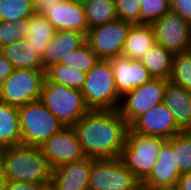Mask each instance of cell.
<instances>
[{
	"label": "cell",
	"mask_w": 191,
	"mask_h": 190,
	"mask_svg": "<svg viewBox=\"0 0 191 190\" xmlns=\"http://www.w3.org/2000/svg\"><path fill=\"white\" fill-rule=\"evenodd\" d=\"M86 157L120 158L129 124L118 110H89L73 126Z\"/></svg>",
	"instance_id": "6da1fadb"
},
{
	"label": "cell",
	"mask_w": 191,
	"mask_h": 190,
	"mask_svg": "<svg viewBox=\"0 0 191 190\" xmlns=\"http://www.w3.org/2000/svg\"><path fill=\"white\" fill-rule=\"evenodd\" d=\"M6 181L51 184L53 169L38 146L18 145L0 149Z\"/></svg>",
	"instance_id": "7a4b0ae2"
},
{
	"label": "cell",
	"mask_w": 191,
	"mask_h": 190,
	"mask_svg": "<svg viewBox=\"0 0 191 190\" xmlns=\"http://www.w3.org/2000/svg\"><path fill=\"white\" fill-rule=\"evenodd\" d=\"M81 92L90 110L119 109L121 97L117 92L109 60H100L86 73Z\"/></svg>",
	"instance_id": "3957f363"
},
{
	"label": "cell",
	"mask_w": 191,
	"mask_h": 190,
	"mask_svg": "<svg viewBox=\"0 0 191 190\" xmlns=\"http://www.w3.org/2000/svg\"><path fill=\"white\" fill-rule=\"evenodd\" d=\"M39 101L64 127H73L90 110L81 90L59 83L44 81Z\"/></svg>",
	"instance_id": "277c9868"
},
{
	"label": "cell",
	"mask_w": 191,
	"mask_h": 190,
	"mask_svg": "<svg viewBox=\"0 0 191 190\" xmlns=\"http://www.w3.org/2000/svg\"><path fill=\"white\" fill-rule=\"evenodd\" d=\"M166 141L161 137L136 133L129 128L120 159L142 183L152 172L161 147Z\"/></svg>",
	"instance_id": "5b68a950"
},
{
	"label": "cell",
	"mask_w": 191,
	"mask_h": 190,
	"mask_svg": "<svg viewBox=\"0 0 191 190\" xmlns=\"http://www.w3.org/2000/svg\"><path fill=\"white\" fill-rule=\"evenodd\" d=\"M21 145L38 146L59 132L64 125L39 100L18 108Z\"/></svg>",
	"instance_id": "8992f818"
},
{
	"label": "cell",
	"mask_w": 191,
	"mask_h": 190,
	"mask_svg": "<svg viewBox=\"0 0 191 190\" xmlns=\"http://www.w3.org/2000/svg\"><path fill=\"white\" fill-rule=\"evenodd\" d=\"M45 71L14 69L0 86V101L21 107L40 98Z\"/></svg>",
	"instance_id": "52a82bcc"
},
{
	"label": "cell",
	"mask_w": 191,
	"mask_h": 190,
	"mask_svg": "<svg viewBox=\"0 0 191 190\" xmlns=\"http://www.w3.org/2000/svg\"><path fill=\"white\" fill-rule=\"evenodd\" d=\"M139 183L120 158L93 159L89 190H134Z\"/></svg>",
	"instance_id": "ba28073f"
},
{
	"label": "cell",
	"mask_w": 191,
	"mask_h": 190,
	"mask_svg": "<svg viewBox=\"0 0 191 190\" xmlns=\"http://www.w3.org/2000/svg\"><path fill=\"white\" fill-rule=\"evenodd\" d=\"M132 23L119 20L88 30L86 42L100 60L122 56L125 40Z\"/></svg>",
	"instance_id": "9c48e42d"
},
{
	"label": "cell",
	"mask_w": 191,
	"mask_h": 190,
	"mask_svg": "<svg viewBox=\"0 0 191 190\" xmlns=\"http://www.w3.org/2000/svg\"><path fill=\"white\" fill-rule=\"evenodd\" d=\"M168 81L162 78H152L121 97L118 111L122 118L130 125L137 117L162 103Z\"/></svg>",
	"instance_id": "30bf717a"
},
{
	"label": "cell",
	"mask_w": 191,
	"mask_h": 190,
	"mask_svg": "<svg viewBox=\"0 0 191 190\" xmlns=\"http://www.w3.org/2000/svg\"><path fill=\"white\" fill-rule=\"evenodd\" d=\"M156 43L173 55L190 52L191 24L171 10L152 24Z\"/></svg>",
	"instance_id": "8fae6325"
},
{
	"label": "cell",
	"mask_w": 191,
	"mask_h": 190,
	"mask_svg": "<svg viewBox=\"0 0 191 190\" xmlns=\"http://www.w3.org/2000/svg\"><path fill=\"white\" fill-rule=\"evenodd\" d=\"M52 169L86 158L73 127H64L40 145Z\"/></svg>",
	"instance_id": "7c38bea8"
},
{
	"label": "cell",
	"mask_w": 191,
	"mask_h": 190,
	"mask_svg": "<svg viewBox=\"0 0 191 190\" xmlns=\"http://www.w3.org/2000/svg\"><path fill=\"white\" fill-rule=\"evenodd\" d=\"M129 128L136 133L157 136L166 140L183 131L164 102L153 106L149 111L137 117Z\"/></svg>",
	"instance_id": "4fadbf2b"
},
{
	"label": "cell",
	"mask_w": 191,
	"mask_h": 190,
	"mask_svg": "<svg viewBox=\"0 0 191 190\" xmlns=\"http://www.w3.org/2000/svg\"><path fill=\"white\" fill-rule=\"evenodd\" d=\"M109 61L120 97L153 78L140 60L118 56Z\"/></svg>",
	"instance_id": "5bb4252c"
},
{
	"label": "cell",
	"mask_w": 191,
	"mask_h": 190,
	"mask_svg": "<svg viewBox=\"0 0 191 190\" xmlns=\"http://www.w3.org/2000/svg\"><path fill=\"white\" fill-rule=\"evenodd\" d=\"M44 16L56 30L76 31L85 35L88 32L84 6L76 0H62Z\"/></svg>",
	"instance_id": "9a60e30c"
},
{
	"label": "cell",
	"mask_w": 191,
	"mask_h": 190,
	"mask_svg": "<svg viewBox=\"0 0 191 190\" xmlns=\"http://www.w3.org/2000/svg\"><path fill=\"white\" fill-rule=\"evenodd\" d=\"M179 176L180 173L173 152L172 137L162 145L152 172L142 184L151 188H175Z\"/></svg>",
	"instance_id": "2e32d148"
},
{
	"label": "cell",
	"mask_w": 191,
	"mask_h": 190,
	"mask_svg": "<svg viewBox=\"0 0 191 190\" xmlns=\"http://www.w3.org/2000/svg\"><path fill=\"white\" fill-rule=\"evenodd\" d=\"M93 159L61 165L52 172L51 185L55 190H89V175Z\"/></svg>",
	"instance_id": "e0dca14e"
},
{
	"label": "cell",
	"mask_w": 191,
	"mask_h": 190,
	"mask_svg": "<svg viewBox=\"0 0 191 190\" xmlns=\"http://www.w3.org/2000/svg\"><path fill=\"white\" fill-rule=\"evenodd\" d=\"M86 42V35L76 31L56 30L54 37L48 43L45 55L42 58L44 70L73 52Z\"/></svg>",
	"instance_id": "ac0fdd59"
},
{
	"label": "cell",
	"mask_w": 191,
	"mask_h": 190,
	"mask_svg": "<svg viewBox=\"0 0 191 190\" xmlns=\"http://www.w3.org/2000/svg\"><path fill=\"white\" fill-rule=\"evenodd\" d=\"M163 102L172 112L177 125L183 131L191 130V92L168 81Z\"/></svg>",
	"instance_id": "d6986e66"
},
{
	"label": "cell",
	"mask_w": 191,
	"mask_h": 190,
	"mask_svg": "<svg viewBox=\"0 0 191 190\" xmlns=\"http://www.w3.org/2000/svg\"><path fill=\"white\" fill-rule=\"evenodd\" d=\"M0 53L13 65L14 69L45 71L42 61L27 39L0 48Z\"/></svg>",
	"instance_id": "ffe728a7"
},
{
	"label": "cell",
	"mask_w": 191,
	"mask_h": 190,
	"mask_svg": "<svg viewBox=\"0 0 191 190\" xmlns=\"http://www.w3.org/2000/svg\"><path fill=\"white\" fill-rule=\"evenodd\" d=\"M156 44L152 25L132 24L123 49L122 56L140 60Z\"/></svg>",
	"instance_id": "44dd1931"
},
{
	"label": "cell",
	"mask_w": 191,
	"mask_h": 190,
	"mask_svg": "<svg viewBox=\"0 0 191 190\" xmlns=\"http://www.w3.org/2000/svg\"><path fill=\"white\" fill-rule=\"evenodd\" d=\"M21 145L18 107L0 101V149Z\"/></svg>",
	"instance_id": "7402d4cb"
},
{
	"label": "cell",
	"mask_w": 191,
	"mask_h": 190,
	"mask_svg": "<svg viewBox=\"0 0 191 190\" xmlns=\"http://www.w3.org/2000/svg\"><path fill=\"white\" fill-rule=\"evenodd\" d=\"M173 54L161 45L155 44L140 59L153 78L169 80L172 71Z\"/></svg>",
	"instance_id": "603a6c76"
},
{
	"label": "cell",
	"mask_w": 191,
	"mask_h": 190,
	"mask_svg": "<svg viewBox=\"0 0 191 190\" xmlns=\"http://www.w3.org/2000/svg\"><path fill=\"white\" fill-rule=\"evenodd\" d=\"M55 32V27L44 15L34 14L31 16L30 32L26 39L34 47L36 53L43 58Z\"/></svg>",
	"instance_id": "cb8c5ba5"
},
{
	"label": "cell",
	"mask_w": 191,
	"mask_h": 190,
	"mask_svg": "<svg viewBox=\"0 0 191 190\" xmlns=\"http://www.w3.org/2000/svg\"><path fill=\"white\" fill-rule=\"evenodd\" d=\"M84 9L88 30L118 19L115 0H94Z\"/></svg>",
	"instance_id": "d4e9b609"
},
{
	"label": "cell",
	"mask_w": 191,
	"mask_h": 190,
	"mask_svg": "<svg viewBox=\"0 0 191 190\" xmlns=\"http://www.w3.org/2000/svg\"><path fill=\"white\" fill-rule=\"evenodd\" d=\"M86 78V73L75 68H69L60 63H55L45 70V82L63 84L72 89L81 90Z\"/></svg>",
	"instance_id": "484cf974"
},
{
	"label": "cell",
	"mask_w": 191,
	"mask_h": 190,
	"mask_svg": "<svg viewBox=\"0 0 191 190\" xmlns=\"http://www.w3.org/2000/svg\"><path fill=\"white\" fill-rule=\"evenodd\" d=\"M99 61V57L92 51L89 44L85 42L79 48L64 56L60 61V64L87 73Z\"/></svg>",
	"instance_id": "4316f807"
},
{
	"label": "cell",
	"mask_w": 191,
	"mask_h": 190,
	"mask_svg": "<svg viewBox=\"0 0 191 190\" xmlns=\"http://www.w3.org/2000/svg\"><path fill=\"white\" fill-rule=\"evenodd\" d=\"M173 152L180 175L191 171V130L173 136Z\"/></svg>",
	"instance_id": "83f0119b"
},
{
	"label": "cell",
	"mask_w": 191,
	"mask_h": 190,
	"mask_svg": "<svg viewBox=\"0 0 191 190\" xmlns=\"http://www.w3.org/2000/svg\"><path fill=\"white\" fill-rule=\"evenodd\" d=\"M34 14L33 0H0V21L15 22Z\"/></svg>",
	"instance_id": "f1b7e54d"
},
{
	"label": "cell",
	"mask_w": 191,
	"mask_h": 190,
	"mask_svg": "<svg viewBox=\"0 0 191 190\" xmlns=\"http://www.w3.org/2000/svg\"><path fill=\"white\" fill-rule=\"evenodd\" d=\"M31 17L24 20L0 21V48L22 41L30 32Z\"/></svg>",
	"instance_id": "f546056e"
},
{
	"label": "cell",
	"mask_w": 191,
	"mask_h": 190,
	"mask_svg": "<svg viewBox=\"0 0 191 190\" xmlns=\"http://www.w3.org/2000/svg\"><path fill=\"white\" fill-rule=\"evenodd\" d=\"M169 81L191 92V52L173 56Z\"/></svg>",
	"instance_id": "4dcf8cb0"
},
{
	"label": "cell",
	"mask_w": 191,
	"mask_h": 190,
	"mask_svg": "<svg viewBox=\"0 0 191 190\" xmlns=\"http://www.w3.org/2000/svg\"><path fill=\"white\" fill-rule=\"evenodd\" d=\"M141 4L140 24L152 25L171 10L170 0H139Z\"/></svg>",
	"instance_id": "1f68e13d"
},
{
	"label": "cell",
	"mask_w": 191,
	"mask_h": 190,
	"mask_svg": "<svg viewBox=\"0 0 191 190\" xmlns=\"http://www.w3.org/2000/svg\"><path fill=\"white\" fill-rule=\"evenodd\" d=\"M119 20L140 24L141 4L139 0H115Z\"/></svg>",
	"instance_id": "d6a6232c"
},
{
	"label": "cell",
	"mask_w": 191,
	"mask_h": 190,
	"mask_svg": "<svg viewBox=\"0 0 191 190\" xmlns=\"http://www.w3.org/2000/svg\"><path fill=\"white\" fill-rule=\"evenodd\" d=\"M171 11L191 24V0H170Z\"/></svg>",
	"instance_id": "836d02e7"
},
{
	"label": "cell",
	"mask_w": 191,
	"mask_h": 190,
	"mask_svg": "<svg viewBox=\"0 0 191 190\" xmlns=\"http://www.w3.org/2000/svg\"><path fill=\"white\" fill-rule=\"evenodd\" d=\"M62 0H33V9L35 14L45 15L50 8L54 7Z\"/></svg>",
	"instance_id": "e575fe53"
},
{
	"label": "cell",
	"mask_w": 191,
	"mask_h": 190,
	"mask_svg": "<svg viewBox=\"0 0 191 190\" xmlns=\"http://www.w3.org/2000/svg\"><path fill=\"white\" fill-rule=\"evenodd\" d=\"M42 186L30 182L7 181L4 190H39Z\"/></svg>",
	"instance_id": "d590c367"
},
{
	"label": "cell",
	"mask_w": 191,
	"mask_h": 190,
	"mask_svg": "<svg viewBox=\"0 0 191 190\" xmlns=\"http://www.w3.org/2000/svg\"><path fill=\"white\" fill-rule=\"evenodd\" d=\"M13 65L0 53V86L13 73Z\"/></svg>",
	"instance_id": "8d00e7d4"
},
{
	"label": "cell",
	"mask_w": 191,
	"mask_h": 190,
	"mask_svg": "<svg viewBox=\"0 0 191 190\" xmlns=\"http://www.w3.org/2000/svg\"><path fill=\"white\" fill-rule=\"evenodd\" d=\"M175 189L191 190V171L179 176Z\"/></svg>",
	"instance_id": "74e56055"
},
{
	"label": "cell",
	"mask_w": 191,
	"mask_h": 190,
	"mask_svg": "<svg viewBox=\"0 0 191 190\" xmlns=\"http://www.w3.org/2000/svg\"><path fill=\"white\" fill-rule=\"evenodd\" d=\"M6 182L7 181H6V177H5V173H4V169H3V162L0 157V190L5 189Z\"/></svg>",
	"instance_id": "f35d334b"
},
{
	"label": "cell",
	"mask_w": 191,
	"mask_h": 190,
	"mask_svg": "<svg viewBox=\"0 0 191 190\" xmlns=\"http://www.w3.org/2000/svg\"><path fill=\"white\" fill-rule=\"evenodd\" d=\"M134 190H152V188L139 183V185Z\"/></svg>",
	"instance_id": "ab89813d"
},
{
	"label": "cell",
	"mask_w": 191,
	"mask_h": 190,
	"mask_svg": "<svg viewBox=\"0 0 191 190\" xmlns=\"http://www.w3.org/2000/svg\"><path fill=\"white\" fill-rule=\"evenodd\" d=\"M78 1L82 6L91 3L94 0H76Z\"/></svg>",
	"instance_id": "60d3db41"
},
{
	"label": "cell",
	"mask_w": 191,
	"mask_h": 190,
	"mask_svg": "<svg viewBox=\"0 0 191 190\" xmlns=\"http://www.w3.org/2000/svg\"><path fill=\"white\" fill-rule=\"evenodd\" d=\"M39 190H55V188L50 184V185L41 187Z\"/></svg>",
	"instance_id": "b9f144b4"
},
{
	"label": "cell",
	"mask_w": 191,
	"mask_h": 190,
	"mask_svg": "<svg viewBox=\"0 0 191 190\" xmlns=\"http://www.w3.org/2000/svg\"><path fill=\"white\" fill-rule=\"evenodd\" d=\"M152 190H176L175 188H152Z\"/></svg>",
	"instance_id": "7bdbcfd3"
}]
</instances>
